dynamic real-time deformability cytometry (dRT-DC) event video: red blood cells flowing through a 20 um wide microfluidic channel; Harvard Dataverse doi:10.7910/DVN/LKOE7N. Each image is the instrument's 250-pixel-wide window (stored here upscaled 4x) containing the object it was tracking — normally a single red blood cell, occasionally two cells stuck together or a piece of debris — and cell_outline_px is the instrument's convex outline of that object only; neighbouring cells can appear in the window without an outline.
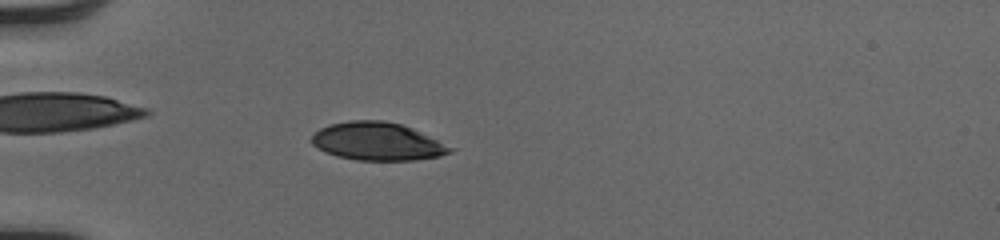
{"species": "human", "species_latin": "Homo sapiens", "temperature_condition": "cold", "stored_images_in_passage": 51, "camera_frame_rate_fps": 3000, "um_per_image_px": 0.085, "donor": {"sex": "male"}, "frame": {"image": 1, "passage_image": 16, "time_ms": 5.0, "image_size_px": [1000, 240], "cell_outline_px": [[456, 148], [452, 152], [440, 156], [416, 160], [356, 160], [336, 156], [324, 152], [312, 144], [312, 136], [320, 128], [328, 124], [348, 120], [380, 120], [400, 124], [412, 128]], "centroid_in_image_um": [32.08, 12.02], "position_along_channel_um": 52.9, "area_um2": 30.75}}
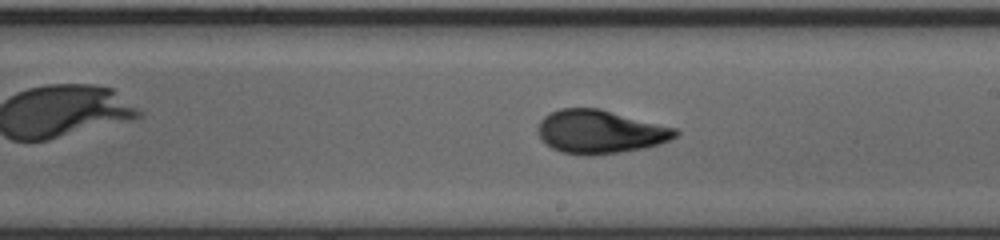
{"frame": {"image": 2, "passage_image": 31, "time_ms": 10.0, "image_size_px": [1000, 240], "cell_outline_px": [[680, 132], [676, 136], [660, 144], [644, 148], [620, 152], [588, 156], [560, 152], [552, 148], [540, 136], [536, 128], [540, 120], [544, 116], [560, 108], [600, 108], [676, 128]], "centroid_in_image_um": [51.0, 11.19], "position_along_channel_um": 238.0, "area_um2": 34.8}}
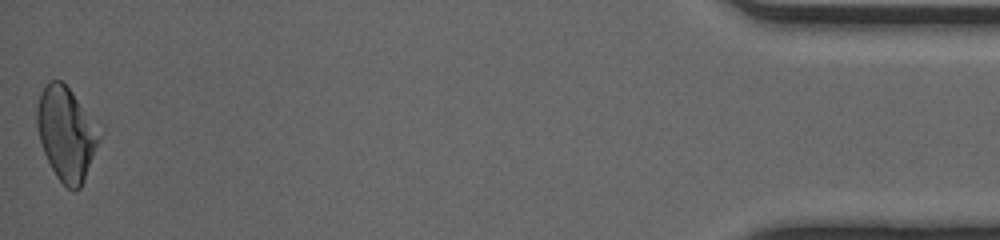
{"frame": {"image": 3, "passage_image": 51, "time_ms": 16.667, "image_size_px": [1000, 240], "cell_outline_px": [[104, 132], [84, 180], [80, 188], [76, 192], [72, 192], [56, 176], [44, 152], [40, 140], [36, 124], [36, 108], [40, 92], [44, 84], [48, 80], [60, 80], [72, 92], [104, 128]], "centroid_in_image_um": [5.69, 11.33], "position_along_channel_um": 429.5, "area_um2": 34.8}, "authors_computed_cell_mechanics": {"area_um2": 33.2928, "velocity_mm_per_s": 4.1193, "shape_relaxation_time_tau1_ms": 4.2303, "shape_relaxation_time_tau2_ms": 0.8631, "deformation_change_tau1": 0.161, "deformation_change_tau2": 0.0535}}